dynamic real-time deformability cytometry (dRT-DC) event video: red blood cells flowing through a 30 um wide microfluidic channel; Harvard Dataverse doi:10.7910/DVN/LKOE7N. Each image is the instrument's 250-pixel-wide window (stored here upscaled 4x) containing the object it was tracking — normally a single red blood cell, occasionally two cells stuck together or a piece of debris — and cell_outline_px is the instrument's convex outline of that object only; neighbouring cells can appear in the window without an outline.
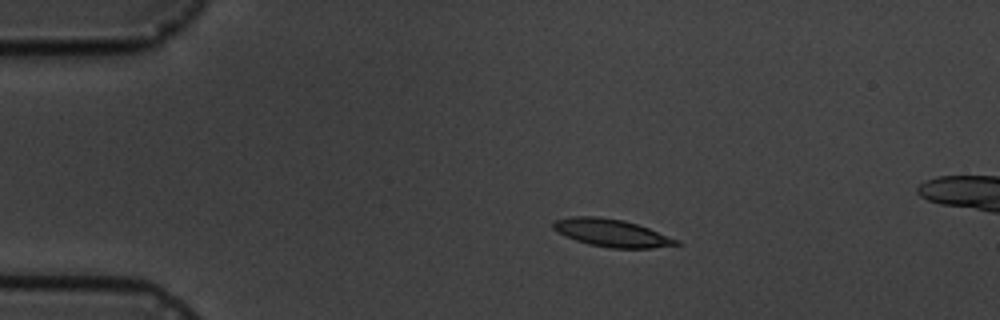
{"species": "common noctule bat (a hibernating species)", "species_latin": "Nyctalus noctula", "temperature_condition": "cold", "stored_images_in_passage": 3, "camera_frame_rate_fps": 3000, "um_per_image_px": 0.085, "animal": {"sex": "male", "body_mass_g": 19.5, "forearm_length_mm": 54.6}, "frame": {"image": 1, "passage_image": 1, "time_ms": 0.0, "image_size_px": [1000, 320], "cell_outline_px": [[684, 244], [652, 248], [608, 248], [588, 244], [564, 236], [556, 232], [552, 228], [552, 224], [556, 220], [572, 216], [600, 216], [624, 220], [648, 228], [680, 240]], "centroid_in_image_um": [51.99, 19.8], "position_along_channel_um": 33.0, "area_um2": 20.0}}